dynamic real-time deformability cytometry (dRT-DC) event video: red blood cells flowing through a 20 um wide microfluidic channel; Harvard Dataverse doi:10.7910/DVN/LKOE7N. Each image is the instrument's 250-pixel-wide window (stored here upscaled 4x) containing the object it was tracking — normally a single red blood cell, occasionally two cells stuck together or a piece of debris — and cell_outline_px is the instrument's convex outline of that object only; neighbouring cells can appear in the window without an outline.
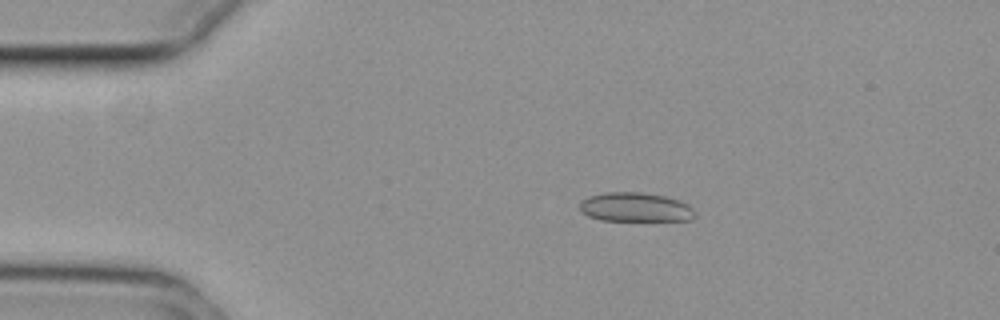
{"species": "common noctule bat (a hibernating species)", "species_latin": "Nyctalus noctula", "temperature_condition": "cold", "stored_images_in_passage": 57, "camera_frame_rate_fps": 3000, "um_per_image_px": 0.085, "animal": {"sex": "female", "body_mass_g": 29.2, "forearm_length_mm": 56.3}, "frame": {"image": 1, "passage_image": 11, "time_ms": 3.333, "image_size_px": [1000, 320], "cell_outline_px": [[696, 216], [692, 220], [600, 220], [588, 216], [580, 208], [580, 200], [588, 196], [604, 192], [644, 192], [668, 196], [680, 200], [688, 204], [696, 212]], "centroid_in_image_um": [54.04, 17.6], "position_along_channel_um": 31.0, "area_um2": 19.83}}
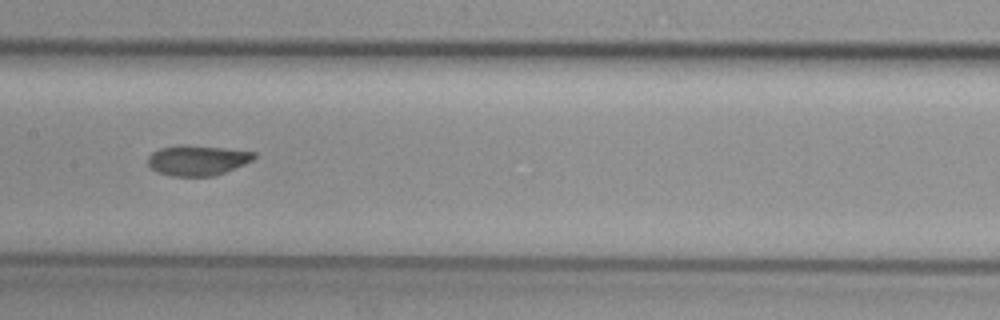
{"frame": {"image": 2, "passage_image": 29, "time_ms": 9.333, "image_size_px": [1000, 320], "cell_outline_px": [[256, 156], [252, 160], [244, 164], [216, 176], [168, 176], [156, 172], [148, 168], [148, 156], [152, 152], [160, 148], [184, 144], [224, 148], [256, 152]], "centroid_in_image_um": [16.74, 13.63], "position_along_channel_um": 190.7, "area_um2": 18.96}}
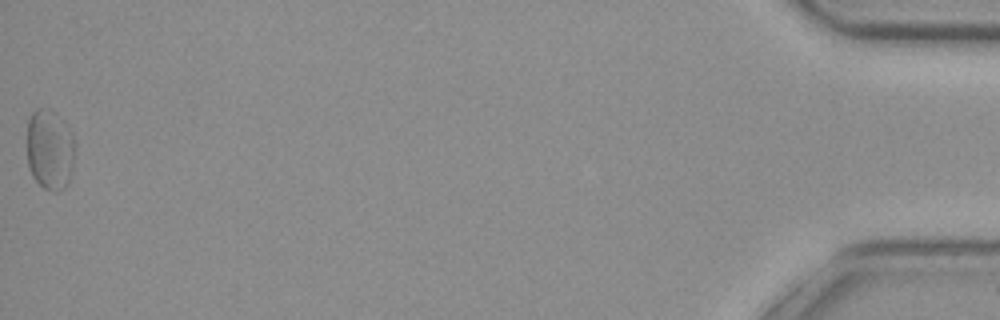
{"frame": {"image": 3, "passage_image": 57, "time_ms": 18.667, "image_size_px": [1000, 320], "cell_outline_px": [[72, 168], [68, 184], [64, 188], [56, 192], [52, 192], [44, 188], [32, 176], [28, 168], [28, 120], [32, 112], [36, 108], [48, 108], [56, 112], [72, 132]], "centroid_in_image_um": [4.21, 12.71], "position_along_channel_um": 431.0, "area_um2": 22.37}, "authors_computed_cell_mechanics": {"area_um2": 19.8254, "velocity_mm_per_s": 3.6608, "shape_relaxation_time_tau1_ms": 3.2632, "shape_relaxation_time_tau2_ms": null, "deformation_change_tau1": 0.0587, "deformation_change_tau2": null}}